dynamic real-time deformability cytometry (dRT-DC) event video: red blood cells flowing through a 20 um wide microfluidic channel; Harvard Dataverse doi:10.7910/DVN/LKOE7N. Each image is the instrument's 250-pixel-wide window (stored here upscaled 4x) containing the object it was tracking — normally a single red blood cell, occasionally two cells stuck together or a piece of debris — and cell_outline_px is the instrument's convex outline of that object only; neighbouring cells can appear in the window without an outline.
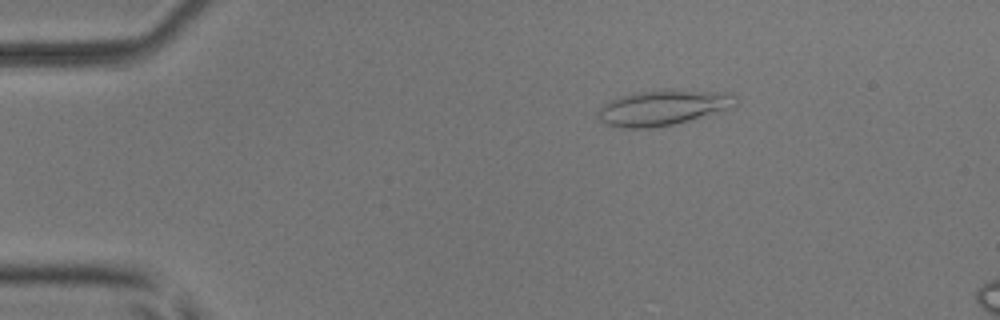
{"species": "common noctule bat (a hibernating species)", "species_latin": "Nyctalus noctula", "temperature_condition": "room temperature", "stored_images_in_passage": 15, "camera_frame_rate_fps": 3000, "um_per_image_px": 0.085, "animal": {"sex": "male", "body_mass_g": 17.9, "forearm_length_mm": 54.2}, "frame": {"image": 1, "passage_image": 9, "time_ms": 2.667, "image_size_px": [1000, 320], "cell_outline_px": [[740, 96], [736, 104], [728, 108], [688, 120], [672, 124], [652, 128], [624, 128], [604, 124], [600, 120], [596, 112], [604, 104], [612, 100], [624, 96], [640, 92], [660, 88], [672, 88], [732, 92]], "centroid_in_image_um": [56.41, 9.11], "position_along_channel_um": 28.6, "area_um2": 28.67}}